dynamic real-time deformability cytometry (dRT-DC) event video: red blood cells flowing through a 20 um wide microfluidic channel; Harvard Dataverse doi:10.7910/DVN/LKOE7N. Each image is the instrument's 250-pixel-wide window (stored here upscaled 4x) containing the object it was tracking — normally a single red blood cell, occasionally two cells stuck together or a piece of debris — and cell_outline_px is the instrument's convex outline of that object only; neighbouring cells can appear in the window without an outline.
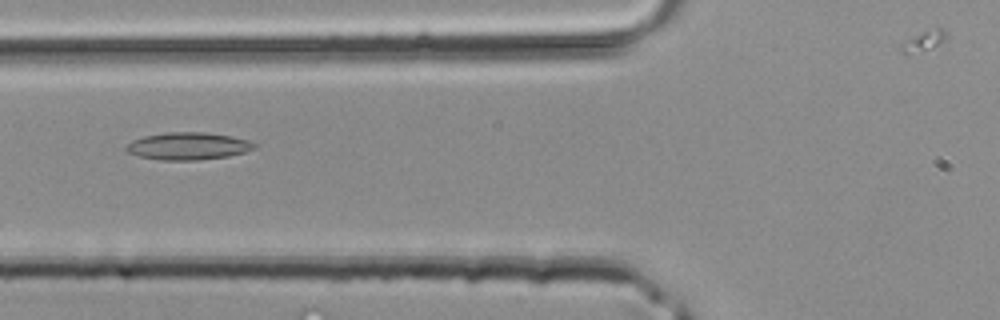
{"species": "common noctule bat (a hibernating species)", "species_latin": "Nyctalus noctula", "temperature_condition": "room temperature", "stored_images_in_passage": 24, "camera_frame_rate_fps": 3000, "um_per_image_px": 0.085, "animal": {"sex": "male", "body_mass_g": 20.4}, "frame": {"image": 1, "passage_image": 3, "time_ms": 0.667, "image_size_px": [1000, 320], "cell_outline_px": [[256, 148], [244, 152], [228, 156], [200, 160], [160, 160], [140, 156], [128, 152], [124, 148], [132, 140], [144, 136], [164, 132], [204, 132], [232, 136], [248, 140], [256, 144]], "centroid_in_image_um": [15.99, 12.41], "position_along_channel_um": 109.8, "area_um2": 20.46}}
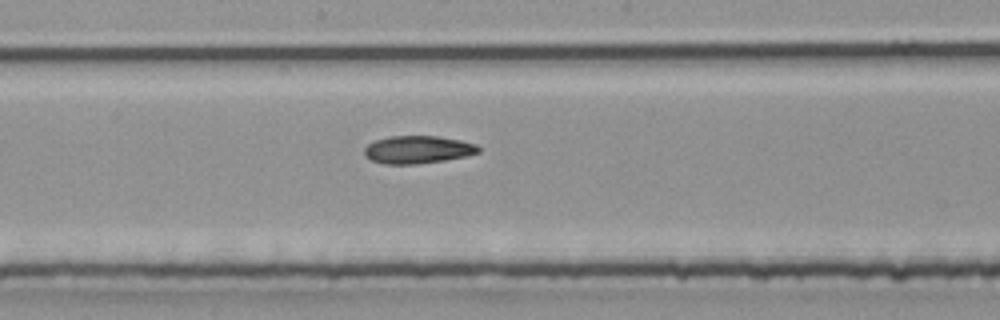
{"frame": {"image": 2, "passage_image": 9, "time_ms": 2.667, "image_size_px": [1000, 320], "cell_outline_px": [[480, 152], [464, 156], [444, 160], [416, 164], [384, 164], [372, 160], [364, 156], [364, 148], [368, 144], [376, 140], [388, 136], [436, 136], [460, 140], [476, 144], [480, 148]], "centroid_in_image_um": [35.48, 12.71], "position_along_channel_um": 212.7, "area_um2": 18.38}}
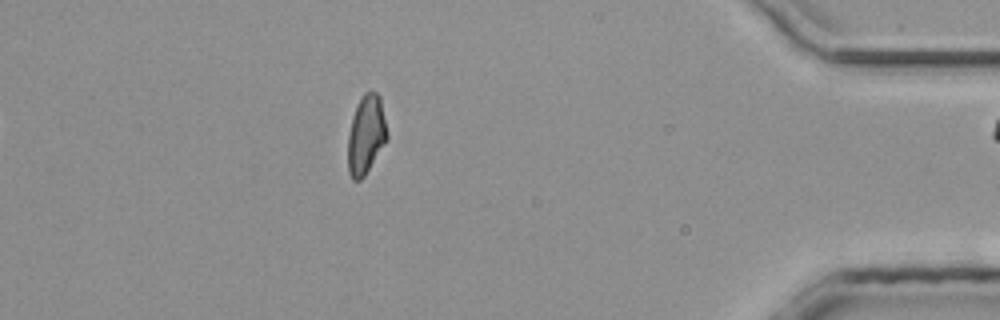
{"frame": {"image": 3, "passage_image": 23, "time_ms": 7.333, "image_size_px": [1000, 320], "cell_outline_px": [[388, 136], [384, 144], [364, 176], [360, 180], [352, 180], [348, 172], [348, 136], [352, 116], [356, 104], [364, 92], [376, 92], [380, 96], [388, 132]], "centroid_in_image_um": [31.1, 11.43], "position_along_channel_um": 404.1, "area_um2": 18.03}}